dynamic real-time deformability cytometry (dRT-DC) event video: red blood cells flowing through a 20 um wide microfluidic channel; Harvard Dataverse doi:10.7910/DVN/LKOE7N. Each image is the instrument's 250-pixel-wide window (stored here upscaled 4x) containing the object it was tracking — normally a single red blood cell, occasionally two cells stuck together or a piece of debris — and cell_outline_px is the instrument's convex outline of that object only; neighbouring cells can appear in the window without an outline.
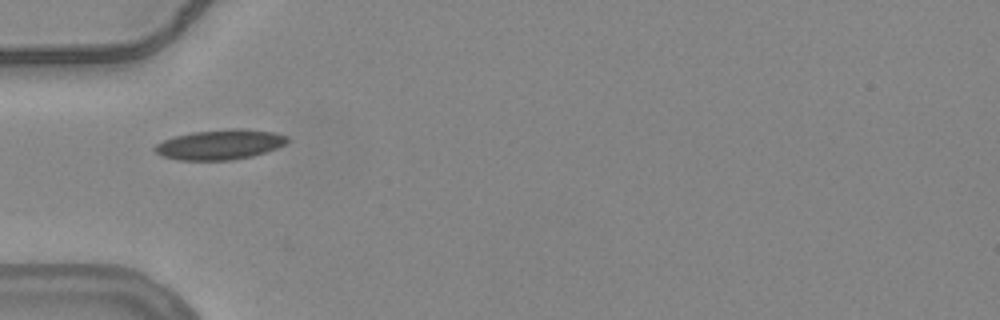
{"species": "common noctule bat (a hibernating species)", "species_latin": "Nyctalus noctula", "temperature_condition": "warm", "stored_images_in_passage": 38, "camera_frame_rate_fps": 3000, "um_per_image_px": 0.085, "animal": {"sex": "female", "body_mass_g": 24.6, "forearm_length_mm": 56.2}, "frame": {"image": 1, "passage_image": 1, "time_ms": 0.0, "image_size_px": [1000, 320], "cell_outline_px": [[288, 140], [284, 144], [276, 148], [252, 156], [232, 160], [176, 160], [160, 156], [152, 148], [156, 144], [164, 140], [176, 136], [192, 132], [232, 128], [244, 128], [272, 132], [288, 136]], "centroid_in_image_um": [18.66, 12.29], "position_along_channel_um": 66.3, "area_um2": 23.18}}
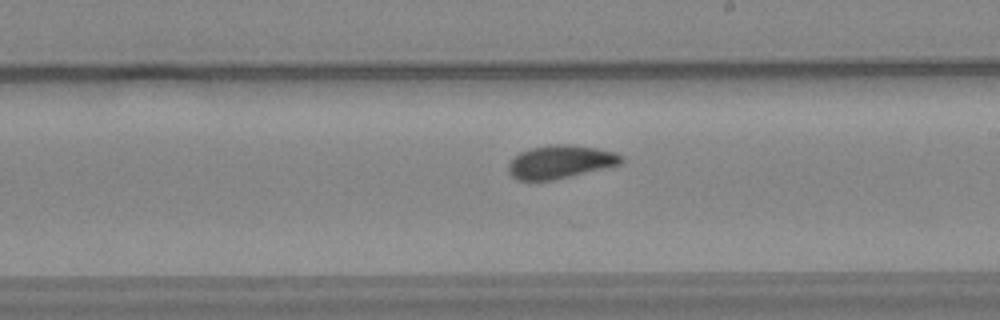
{"frame": {"image": 2, "passage_image": 15, "time_ms": 4.667, "image_size_px": [1000, 320], "cell_outline_px": [[624, 160], [620, 164], [604, 168], [552, 180], [516, 180], [508, 172], [508, 164], [520, 152], [532, 148], [552, 144], [568, 144], [596, 148], [616, 152], [624, 156]], "centroid_in_image_um": [47.64, 13.75], "position_along_channel_um": 241.4, "area_um2": 21.68}}
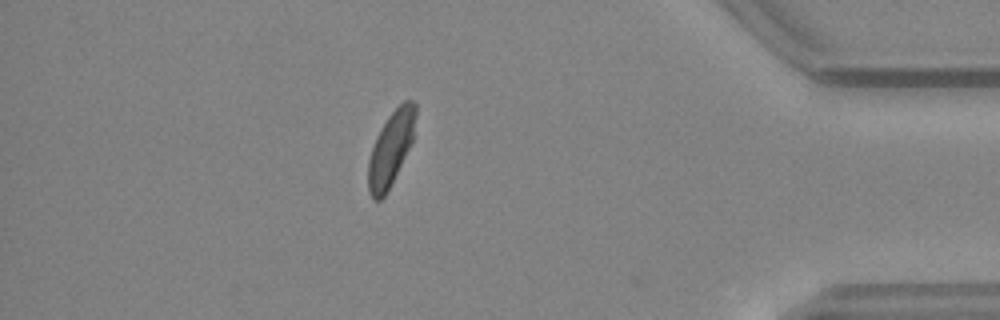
{"frame": {"image": 3, "passage_image": 31, "time_ms": 10.0, "image_size_px": [1000, 320], "cell_outline_px": [[416, 116], [412, 140], [384, 196], [380, 200], [372, 200], [368, 192], [368, 160], [376, 136], [380, 128], [388, 116], [404, 100], [412, 100], [416, 104]], "centroid_in_image_um": [33.19, 12.6], "position_along_channel_um": 402.0, "area_um2": 20.0}, "authors_computed_cell_mechanics": {"area_um2": 21.5883, "velocity_mm_per_s": 3.7629, "shape_relaxation_time_tau1_ms": 6.1062, "shape_relaxation_time_tau2_ms": 1.31, "deformation_change_tau1": 0.1415, "deformation_change_tau2": 0.0573}}